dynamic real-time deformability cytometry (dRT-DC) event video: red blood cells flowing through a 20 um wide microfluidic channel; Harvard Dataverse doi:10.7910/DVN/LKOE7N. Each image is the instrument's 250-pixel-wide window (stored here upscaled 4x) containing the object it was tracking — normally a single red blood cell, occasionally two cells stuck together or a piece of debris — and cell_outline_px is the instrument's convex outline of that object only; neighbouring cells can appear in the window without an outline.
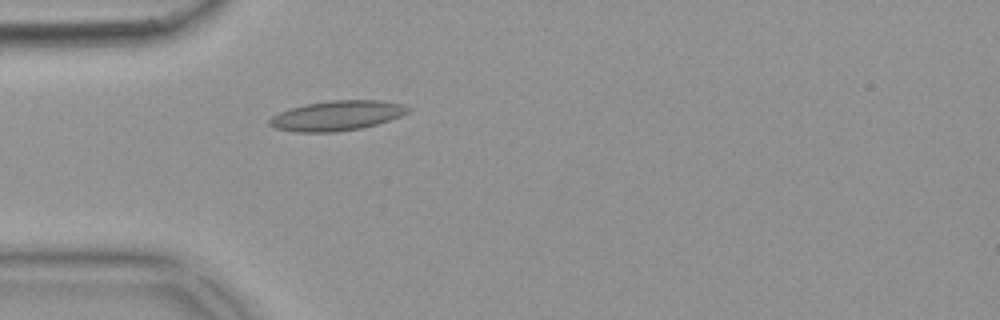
{"species": "common noctule bat (a hibernating species)", "species_latin": "Nyctalus noctula", "temperature_condition": "warm", "stored_images_in_passage": 9, "camera_frame_rate_fps": 3000, "um_per_image_px": 0.085, "animal": {"sex": "female", "body_mass_g": 18.4}, "frame": {"image": 1, "passage_image": 1, "time_ms": 0.0, "image_size_px": [1000, 320], "cell_outline_px": [[412, 108], [408, 112], [400, 116], [364, 128], [336, 132], [296, 132], [276, 128], [268, 124], [268, 120], [272, 116], [280, 112], [304, 104], [332, 100], [380, 100], [404, 104]], "centroid_in_image_um": [28.65, 9.83], "position_along_channel_um": 56.3, "area_um2": 24.16}}